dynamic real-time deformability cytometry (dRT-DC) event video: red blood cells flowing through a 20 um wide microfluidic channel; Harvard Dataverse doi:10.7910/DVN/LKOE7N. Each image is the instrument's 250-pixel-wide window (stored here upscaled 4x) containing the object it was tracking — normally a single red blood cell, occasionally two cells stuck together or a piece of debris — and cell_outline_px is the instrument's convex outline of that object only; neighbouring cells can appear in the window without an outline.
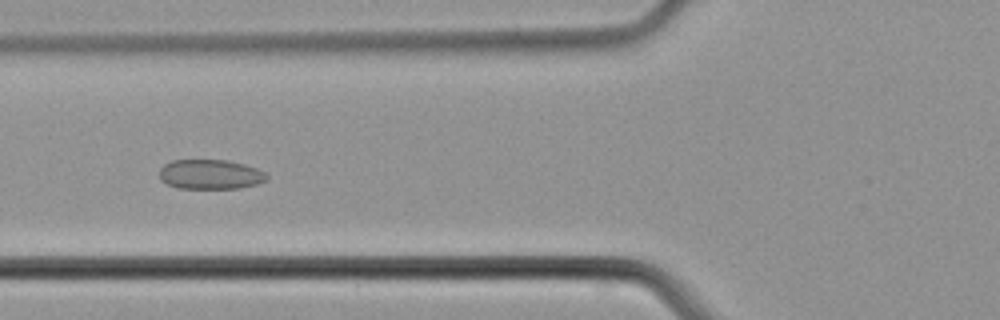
{"species": "common noctule bat (a hibernating species)", "species_latin": "Nyctalus noctula", "temperature_condition": "cold", "stored_images_in_passage": 50, "camera_frame_rate_fps": 3000, "um_per_image_px": 0.085, "animal": {"sex": "male", "body_mass_g": 21.5, "forearm_length_mm": 52.0}, "frame": {"image": 1, "passage_image": 19, "time_ms": 6.0, "image_size_px": [1000, 320], "cell_outline_px": [[268, 180], [256, 184], [240, 188], [176, 188], [160, 180], [160, 168], [164, 164], [172, 160], [228, 160], [244, 164], [256, 168], [264, 172], [268, 176]], "centroid_in_image_um": [17.87, 14.82], "position_along_channel_um": 107.9, "area_um2": 18.61}}
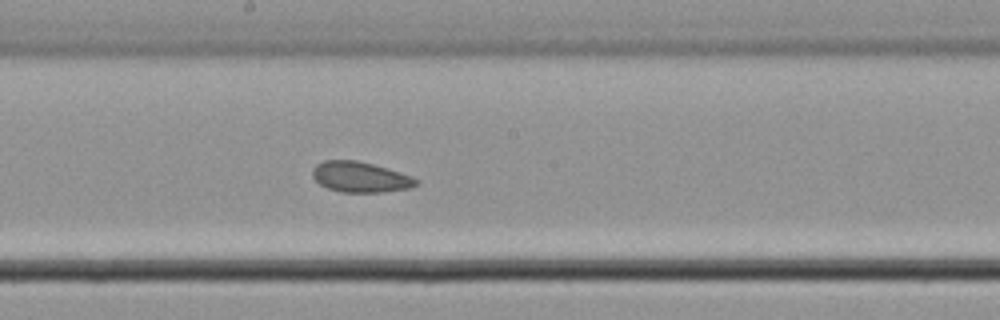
{"frame": {"image": 2, "passage_image": 27, "time_ms": 8.667, "image_size_px": [1000, 320], "cell_outline_px": [[420, 180], [412, 188], [380, 192], [340, 192], [328, 188], [320, 184], [312, 176], [312, 168], [316, 164], [324, 160], [356, 160], [372, 164], [400, 172], [412, 176]], "centroid_in_image_um": [30.62, 15.04], "position_along_channel_um": 217.6, "area_um2": 18.44}}
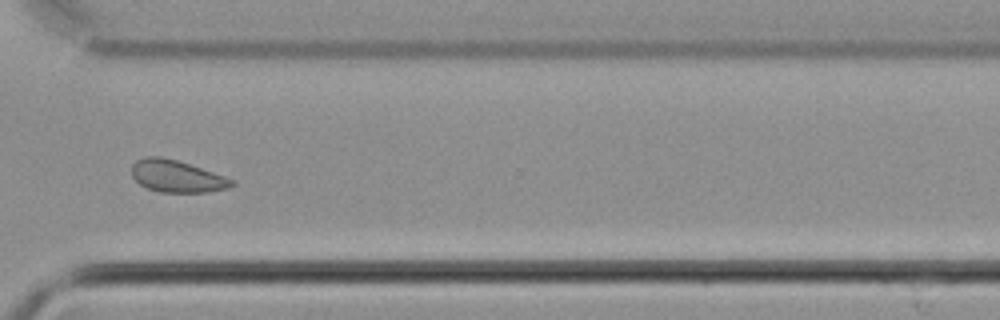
{"frame": {"image": 3, "passage_image": 37, "time_ms": 12.0, "image_size_px": [1000, 320], "cell_outline_px": [[236, 184], [228, 188], [208, 192], [160, 192], [148, 188], [140, 184], [132, 176], [132, 164], [136, 160], [144, 156], [160, 156], [176, 160], [236, 180]], "centroid_in_image_um": [15.03, 14.98], "position_along_channel_um": 355.6, "area_um2": 18.61}}